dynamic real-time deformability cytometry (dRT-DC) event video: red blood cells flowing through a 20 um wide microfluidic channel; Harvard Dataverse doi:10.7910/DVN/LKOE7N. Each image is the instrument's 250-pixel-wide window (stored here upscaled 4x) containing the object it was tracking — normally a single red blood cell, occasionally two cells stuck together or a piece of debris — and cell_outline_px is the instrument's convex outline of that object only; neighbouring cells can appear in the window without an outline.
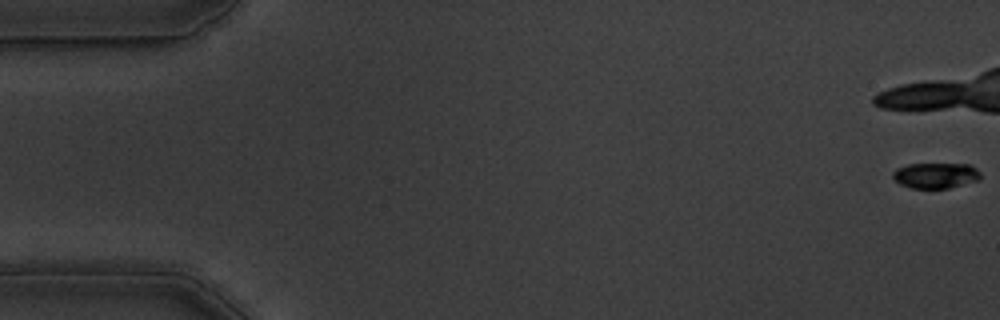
{"species": "common noctule bat (a hibernating species)", "species_latin": "Nyctalus noctula", "temperature_condition": "warm", "stored_images_in_passage": 13, "camera_frame_rate_fps": 3000, "um_per_image_px": 0.085, "animal": {"sex": "male", "body_mass_g": 19.5, "forearm_length_mm": 54.6}, "frame": {"image": 1, "passage_image": 1, "time_ms": 0.0, "image_size_px": [1000, 320], "cell_outline_px": [[980, 180], [948, 188], [912, 188], [900, 184], [892, 176], [892, 172], [896, 168], [908, 164], [972, 164], [980, 172]], "centroid_in_image_um": [79.54, 14.91], "position_along_channel_um": 5.5, "area_um2": 13.12}}